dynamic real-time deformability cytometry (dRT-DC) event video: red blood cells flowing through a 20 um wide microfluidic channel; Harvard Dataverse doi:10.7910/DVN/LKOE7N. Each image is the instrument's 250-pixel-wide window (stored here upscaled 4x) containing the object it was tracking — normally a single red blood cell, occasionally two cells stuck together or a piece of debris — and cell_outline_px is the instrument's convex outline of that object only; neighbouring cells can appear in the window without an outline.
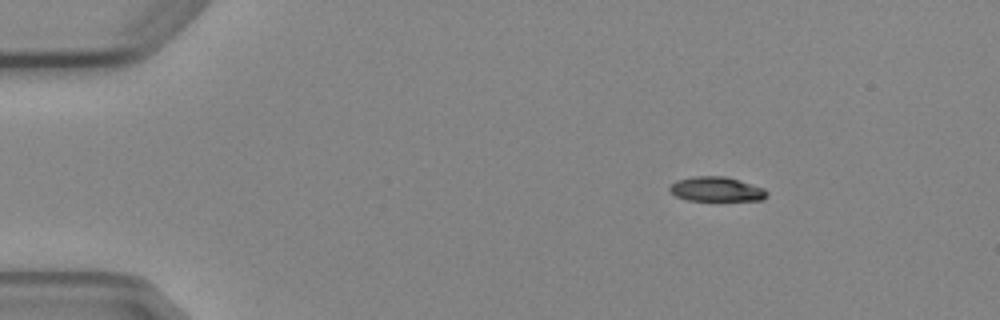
{"species": "Egyptian fruit bat (a non-hibernating species)", "species_latin": "Rousettus aegyptiacus", "temperature_condition": "cold", "stored_images_in_passage": 4, "camera_frame_rate_fps": 3000, "um_per_image_px": 0.085, "animal": {"sex": "female"}, "frame": {"image": 1, "passage_image": 2, "time_ms": 1.0, "image_size_px": [1000, 320], "cell_outline_px": [[768, 196], [764, 200], [688, 200], [676, 196], [668, 192], [668, 188], [676, 180], [692, 176], [724, 176], [740, 180], [764, 188], [768, 192]], "centroid_in_image_um": [60.89, 16.07], "position_along_channel_um": 24.1, "area_um2": 14.05}}